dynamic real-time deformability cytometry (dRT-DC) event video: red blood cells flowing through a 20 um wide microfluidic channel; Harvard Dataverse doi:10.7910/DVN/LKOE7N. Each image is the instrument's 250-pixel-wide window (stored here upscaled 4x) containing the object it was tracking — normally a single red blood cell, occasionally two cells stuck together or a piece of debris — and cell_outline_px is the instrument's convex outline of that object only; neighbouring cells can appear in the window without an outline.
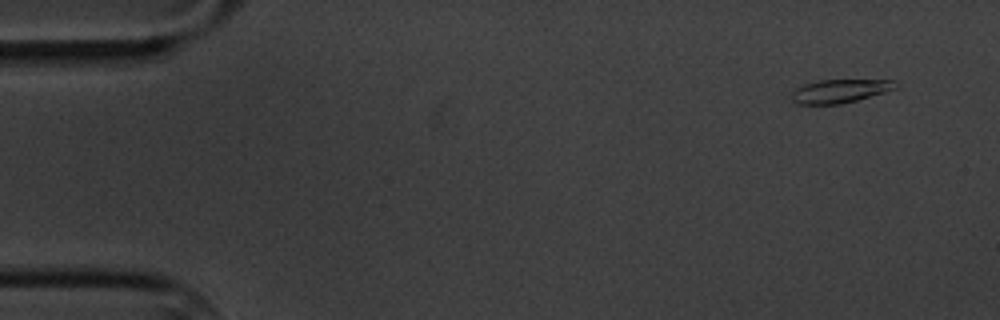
{"species": "common noctule bat (a hibernating species)", "species_latin": "Nyctalus noctula", "temperature_condition": "cold", "stored_images_in_passage": 4, "camera_frame_rate_fps": 3000, "um_per_image_px": 0.085, "animal": {"sex": "male", "body_mass_g": 20.1, "forearm_length_mm": 53.5}, "frame": {"image": 1, "passage_image": 1, "time_ms": 0.0, "image_size_px": [1000, 320], "cell_outline_px": [[900, 84], [896, 88], [884, 92], [856, 100], [840, 104], [796, 104], [792, 100], [792, 92], [796, 88], [804, 84], [820, 80], [896, 80]], "centroid_in_image_um": [71.4, 7.73], "position_along_channel_um": 13.6, "area_um2": 14.16}}